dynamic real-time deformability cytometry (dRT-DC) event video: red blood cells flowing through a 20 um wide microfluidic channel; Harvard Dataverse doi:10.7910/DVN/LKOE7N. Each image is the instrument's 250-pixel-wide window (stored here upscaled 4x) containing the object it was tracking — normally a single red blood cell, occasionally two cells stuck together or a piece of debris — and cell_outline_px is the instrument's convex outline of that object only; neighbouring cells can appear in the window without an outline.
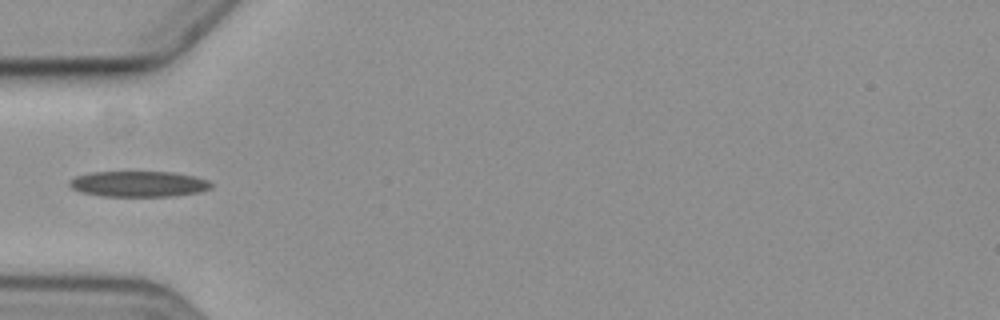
{"species": "common noctule bat (a hibernating species)", "species_latin": "Nyctalus noctula", "temperature_condition": "cold", "stored_images_in_passage": 8, "camera_frame_rate_fps": 3000, "um_per_image_px": 0.085, "animal": {"sex": "female", "body_mass_g": 19.3, "forearm_length_mm": 54.1}, "frame": {"image": 1, "passage_image": 3, "time_ms": 2.333, "image_size_px": [1000, 320], "cell_outline_px": [[212, 188], [200, 192], [172, 196], [104, 196], [80, 192], [72, 188], [68, 184], [76, 176], [92, 172], [172, 172], [196, 176], [208, 180], [212, 184]], "centroid_in_image_um": [11.82, 15.63], "position_along_channel_um": 73.2, "area_um2": 21.21}}
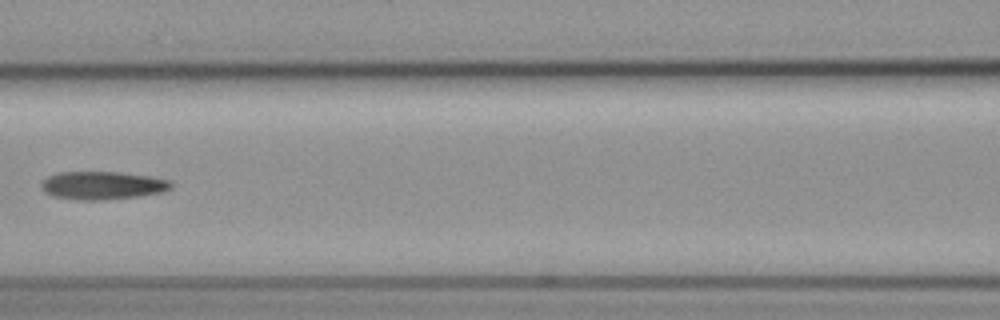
{"frame": {"image": 2, "passage_image": 5, "time_ms": 4.667, "image_size_px": [1000, 320], "cell_outline_px": [[172, 188], [164, 192], [140, 196], [104, 200], [76, 200], [52, 196], [44, 192], [40, 188], [40, 184], [48, 176], [56, 172], [120, 172], [152, 176], [172, 180]], "centroid_in_image_um": [8.73, 15.76], "position_along_channel_um": 157.9, "area_um2": 21.68}}
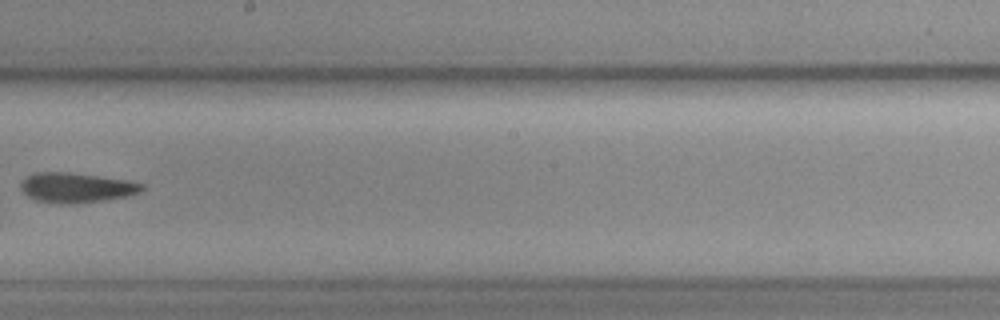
{"frame": {"image": 3, "passage_image": 7, "time_ms": 7.0, "image_size_px": [1000, 320], "cell_outline_px": [[144, 188], [140, 192], [128, 196], [76, 204], [60, 204], [36, 200], [28, 196], [24, 192], [20, 184], [28, 176], [36, 172], [68, 172], [128, 180], [144, 184]], "centroid_in_image_um": [6.51, 15.95], "position_along_channel_um": 241.7, "area_um2": 20.98}}